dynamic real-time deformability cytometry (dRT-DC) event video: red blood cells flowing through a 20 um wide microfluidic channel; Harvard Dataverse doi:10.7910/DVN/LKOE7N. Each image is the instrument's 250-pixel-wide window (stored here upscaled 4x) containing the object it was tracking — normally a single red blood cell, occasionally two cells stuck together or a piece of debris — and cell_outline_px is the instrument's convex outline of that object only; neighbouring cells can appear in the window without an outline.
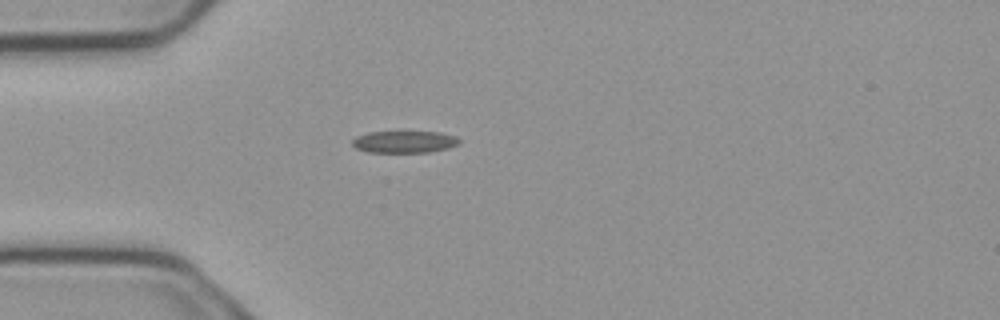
{"species": "common noctule bat (a hibernating species)", "species_latin": "Nyctalus noctula", "temperature_condition": "cold", "stored_images_in_passage": 2, "camera_frame_rate_fps": 3000, "um_per_image_px": 0.085, "animal": {"sex": "male", "body_mass_g": 23.1, "forearm_length_mm": 52.7}, "frame": {"image": 1, "passage_image": 1, "time_ms": 0.0, "image_size_px": [1000, 320], "cell_outline_px": [[460, 144], [448, 148], [428, 152], [368, 152], [356, 148], [352, 144], [352, 140], [356, 136], [368, 132], [436, 132], [456, 136], [460, 140]], "centroid_in_image_um": [34.37, 12.06], "position_along_channel_um": 50.6, "area_um2": 13.64}}